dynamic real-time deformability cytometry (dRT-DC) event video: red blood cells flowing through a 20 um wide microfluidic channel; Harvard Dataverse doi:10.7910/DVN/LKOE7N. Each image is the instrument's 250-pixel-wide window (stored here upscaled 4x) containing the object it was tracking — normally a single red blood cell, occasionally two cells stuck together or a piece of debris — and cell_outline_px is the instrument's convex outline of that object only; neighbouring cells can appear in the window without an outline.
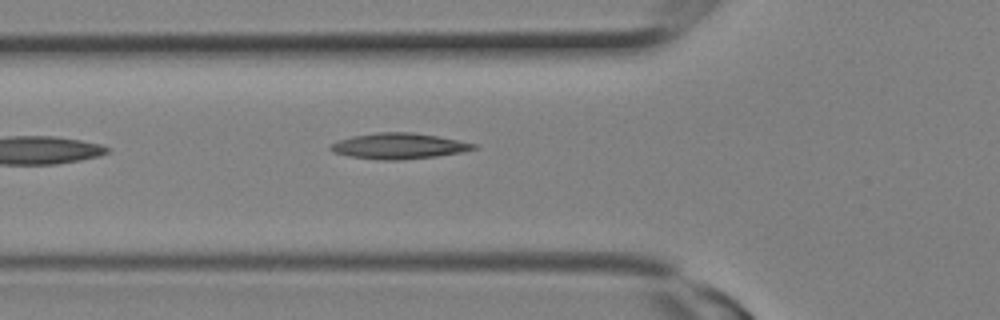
{"species": "Egyptian fruit bat (a non-hibernating species)", "species_latin": "Rousettus aegyptiacus", "temperature_condition": "room temperature", "stored_images_in_passage": 4, "camera_frame_rate_fps": 3000, "um_per_image_px": 0.085, "animal": {"sex": "female"}, "frame": {"image": 1, "passage_image": 4, "time_ms": 1.0, "image_size_px": [1000, 320], "cell_outline_px": [[480, 144], [476, 148], [460, 152], [436, 156], [400, 160], [380, 160], [348, 156], [332, 152], [328, 148], [332, 144], [340, 140], [352, 136], [376, 132], [412, 132], [436, 136]], "centroid_in_image_um": [33.89, 12.41], "position_along_channel_um": 91.9, "area_um2": 21.44}}